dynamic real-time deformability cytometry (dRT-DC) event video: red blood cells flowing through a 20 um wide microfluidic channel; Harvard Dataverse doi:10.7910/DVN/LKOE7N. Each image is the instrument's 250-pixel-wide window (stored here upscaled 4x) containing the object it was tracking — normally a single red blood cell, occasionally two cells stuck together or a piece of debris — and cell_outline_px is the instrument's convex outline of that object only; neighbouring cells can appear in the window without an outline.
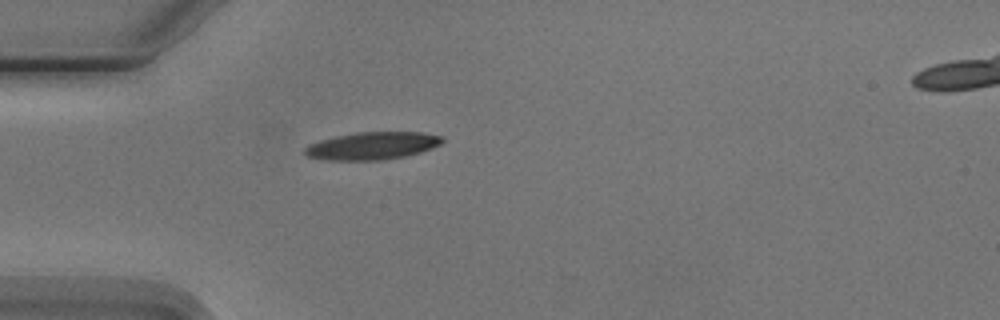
{"species": "Egyptian fruit bat (a non-hibernating species)", "species_latin": "Rousettus aegyptiacus", "temperature_condition": "cold", "stored_images_in_passage": 1, "camera_frame_rate_fps": 3000, "um_per_image_px": 0.085, "animal": {"sex": "male"}, "frame": {"image": 1, "passage_image": 1, "time_ms": 0.0, "image_size_px": [1000, 320], "cell_outline_px": [[444, 140], [440, 144], [432, 148], [420, 152], [404, 156], [384, 160], [328, 160], [308, 156], [304, 152], [304, 148], [308, 144], [320, 140], [336, 136], [356, 132], [420, 132], [440, 136]], "centroid_in_image_um": [31.62, 12.39], "position_along_channel_um": 53.4, "area_um2": 21.96}}